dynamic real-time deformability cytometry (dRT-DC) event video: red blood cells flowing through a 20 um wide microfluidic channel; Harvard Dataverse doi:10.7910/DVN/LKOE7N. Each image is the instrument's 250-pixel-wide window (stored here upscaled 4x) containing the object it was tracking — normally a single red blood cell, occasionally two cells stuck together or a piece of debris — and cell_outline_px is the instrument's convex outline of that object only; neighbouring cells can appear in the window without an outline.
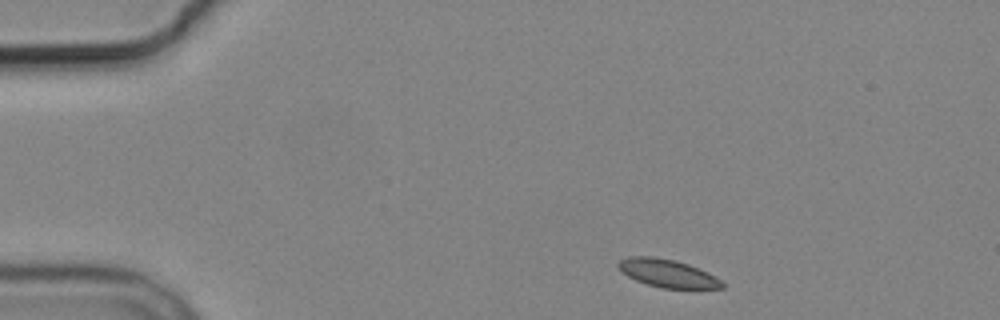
{"species": "common noctule bat (a hibernating species)", "species_latin": "Nyctalus noctula", "temperature_condition": "cold", "stored_images_in_passage": 4, "camera_frame_rate_fps": 3000, "um_per_image_px": 0.085, "animal": {"sex": "male", "body_mass_g": 19.2, "forearm_length_mm": 51.8}, "frame": {"image": 1, "passage_image": 1, "time_ms": 0.0, "image_size_px": [1000, 320], "cell_outline_px": [[724, 288], [660, 288], [636, 280], [628, 276], [616, 264], [620, 260], [628, 256], [652, 256], [676, 260], [688, 264], [708, 272], [720, 280], [724, 284]], "centroid_in_image_um": [56.74, 23.22], "position_along_channel_um": 28.3, "area_um2": 16.76}}
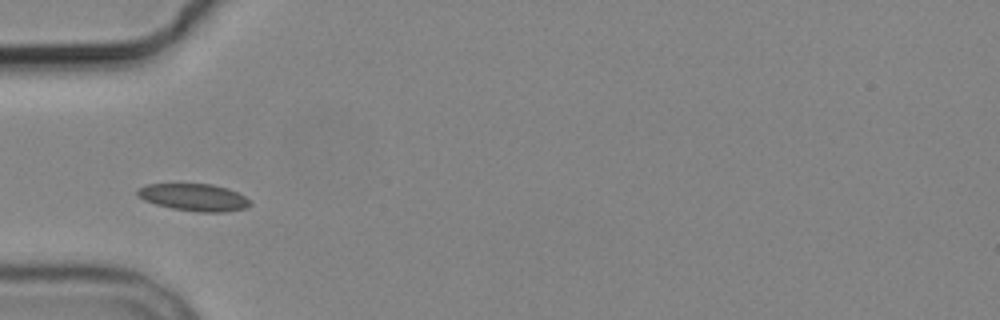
{"frame": {"image": 2, "passage_image": 3, "time_ms": 3.0, "image_size_px": [1000, 320], "cell_outline_px": [[252, 204], [244, 208], [224, 212], [200, 212], [172, 208], [156, 204], [144, 200], [136, 196], [136, 188], [148, 184], [212, 184], [228, 188], [244, 196]], "centroid_in_image_um": [16.44, 16.76], "position_along_channel_um": 68.6, "area_um2": 17.8}}
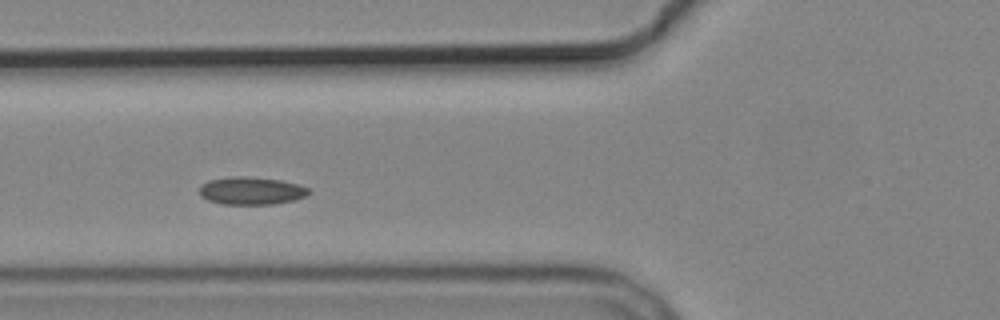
{"frame": {"image": 3, "passage_image": 4, "time_ms": 4.0, "image_size_px": [1000, 320], "cell_outline_px": [[312, 192], [308, 196], [296, 200], [272, 204], [224, 204], [208, 200], [200, 196], [200, 188], [208, 180], [232, 176], [244, 176], [280, 180], [296, 184], [308, 188]], "centroid_in_image_um": [21.39, 16.22], "position_along_channel_um": 104.4, "area_um2": 17.63}}